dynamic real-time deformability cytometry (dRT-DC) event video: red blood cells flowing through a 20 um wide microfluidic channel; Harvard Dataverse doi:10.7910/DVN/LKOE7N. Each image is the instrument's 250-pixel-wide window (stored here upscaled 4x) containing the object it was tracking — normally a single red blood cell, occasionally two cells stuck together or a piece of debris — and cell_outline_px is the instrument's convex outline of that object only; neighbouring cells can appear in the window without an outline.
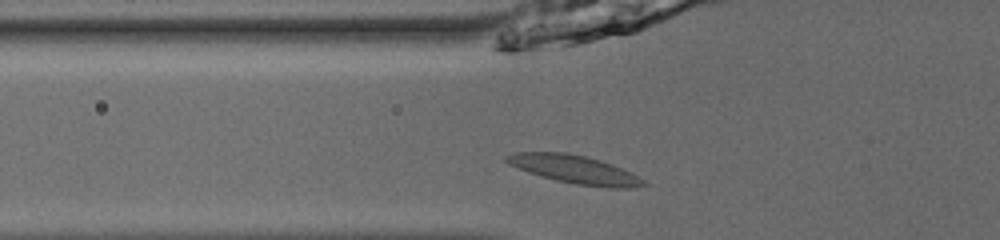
{"species": "common noctule bat (a hibernating species)", "species_latin": "Nyctalus noctula", "temperature_condition": "room temperature", "stored_images_in_passage": 34, "camera_frame_rate_fps": 3000, "um_per_image_px": 0.085, "animal": {"sex": "male", "body_mass_g": 13.0, "forearm_length_mm": 53.1}, "frame": {"image": 1, "passage_image": 2, "time_ms": 0.333, "image_size_px": [1000, 240], "cell_outline_px": [[648, 184], [636, 188], [612, 188], [576, 184], [556, 180], [540, 176], [528, 172], [508, 164], [504, 160], [504, 156], [512, 152], [568, 152], [600, 160], [612, 164], [644, 180]], "centroid_in_image_um": [48.8, 14.39], "position_along_channel_um": 77.0, "area_um2": 22.48}}
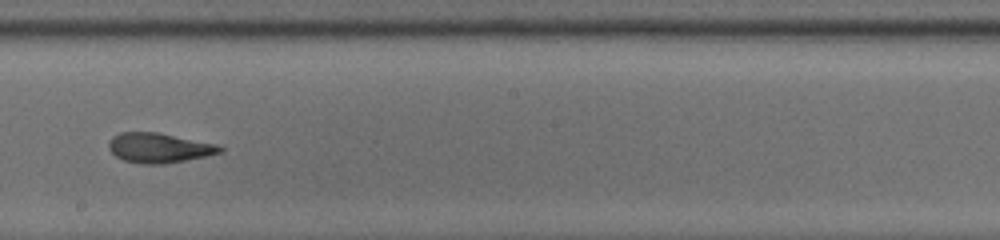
{"frame": {"image": 2, "passage_image": 14, "time_ms": 4.333, "image_size_px": [1000, 240], "cell_outline_px": [[224, 152], [164, 164], [144, 164], [124, 160], [116, 156], [108, 148], [108, 140], [112, 136], [120, 132], [156, 132], [216, 144], [224, 148]], "centroid_in_image_um": [13.49, 12.56], "position_along_channel_um": 234.7, "area_um2": 19.19}}
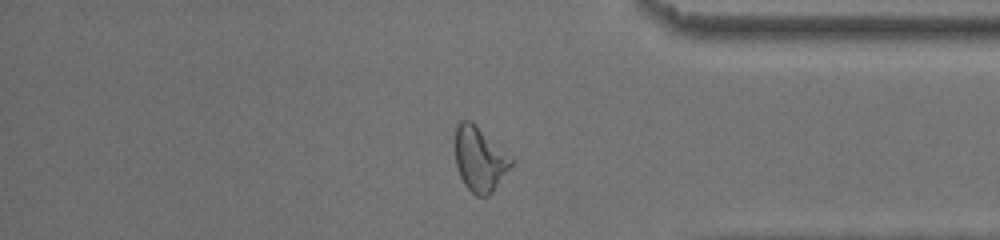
{"frame": {"image": 3, "passage_image": 27, "time_ms": 8.667, "image_size_px": [1000, 240], "cell_outline_px": [[512, 164], [492, 192], [488, 196], [476, 196], [464, 184], [456, 168], [456, 124], [460, 120], [472, 120], [512, 156]], "centroid_in_image_um": [40.77, 13.49], "position_along_channel_um": 394.4, "area_um2": 21.15}, "authors_computed_cell_mechanics": {"area_um2": 19.6809, "velocity_mm_per_s": 3.9036, "shape_relaxation_time_tau1_ms": 7.1666, "shape_relaxation_time_tau2_ms": 2.2687, "deformation_change_tau1": 0.2335, "deformation_change_tau2": 0.0864}}